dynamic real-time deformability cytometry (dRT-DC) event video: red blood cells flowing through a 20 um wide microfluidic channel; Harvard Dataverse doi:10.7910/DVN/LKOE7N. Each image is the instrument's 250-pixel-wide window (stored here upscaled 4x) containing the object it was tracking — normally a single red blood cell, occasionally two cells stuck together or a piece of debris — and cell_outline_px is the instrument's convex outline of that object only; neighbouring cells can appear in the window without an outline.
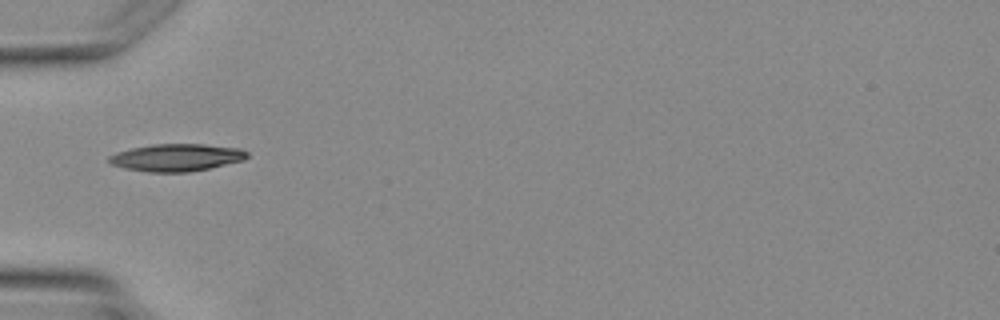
{"species": "Egyptian fruit bat (a non-hibernating species)", "species_latin": "Rousettus aegyptiacus", "temperature_condition": "warm", "stored_images_in_passage": 5, "camera_frame_rate_fps": 3000, "um_per_image_px": 0.085, "animal": {"sex": "female"}, "frame": {"image": 1, "passage_image": 5, "time_ms": 4.667, "image_size_px": [1000, 320], "cell_outline_px": [[248, 156], [244, 160], [208, 168], [188, 172], [148, 172], [124, 168], [112, 164], [108, 160], [108, 156], [116, 152], [132, 148], [152, 144], [204, 144], [240, 148], [248, 152]], "centroid_in_image_um": [15.0, 13.38], "position_along_channel_um": 70.0, "area_um2": 21.96}}